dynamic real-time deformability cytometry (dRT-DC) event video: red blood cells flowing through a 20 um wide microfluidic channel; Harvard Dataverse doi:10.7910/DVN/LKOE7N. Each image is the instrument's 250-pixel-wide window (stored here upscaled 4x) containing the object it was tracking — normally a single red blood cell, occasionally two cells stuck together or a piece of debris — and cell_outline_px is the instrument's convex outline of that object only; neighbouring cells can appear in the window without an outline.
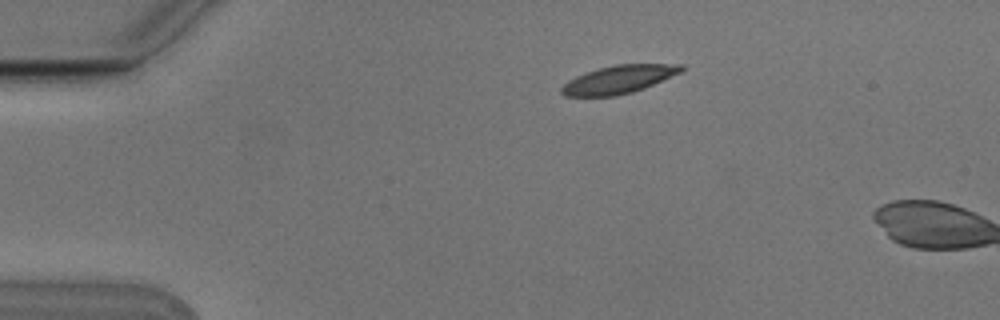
{"species": "Egyptian fruit bat (a non-hibernating species)", "species_latin": "Rousettus aegyptiacus", "temperature_condition": "cold", "stored_images_in_passage": 2, "camera_frame_rate_fps": 3000, "um_per_image_px": 0.085, "animal": {"sex": "male"}, "frame": {"image": 1, "passage_image": 1, "time_ms": 0.0, "image_size_px": [1000, 320], "cell_outline_px": [[684, 68], [680, 72], [644, 88], [632, 92], [616, 96], [564, 96], [560, 92], [560, 88], [568, 80], [576, 76], [600, 68], [616, 64], [684, 64]], "centroid_in_image_um": [52.57, 6.76], "position_along_channel_um": 32.4, "area_um2": 19.36}}